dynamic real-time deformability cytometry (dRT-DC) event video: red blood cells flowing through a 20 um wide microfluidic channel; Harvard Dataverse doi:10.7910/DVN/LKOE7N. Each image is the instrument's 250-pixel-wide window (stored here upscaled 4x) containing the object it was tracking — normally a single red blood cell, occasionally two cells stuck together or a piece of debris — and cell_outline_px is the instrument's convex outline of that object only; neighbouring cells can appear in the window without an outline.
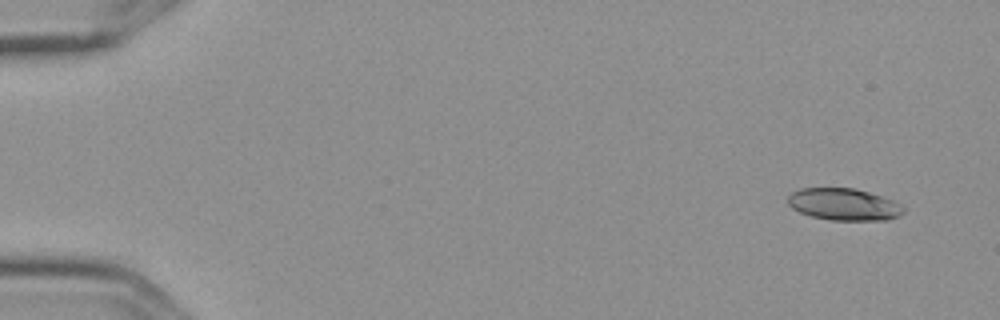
{"species": "Egyptian fruit bat (a non-hibernating species)", "species_latin": "Rousettus aegyptiacus", "temperature_condition": "cold", "stored_images_in_passage": 6, "camera_frame_rate_fps": 3000, "um_per_image_px": 0.085, "frame": {"image": 1, "passage_image": 1, "time_ms": 0.0, "image_size_px": [1000, 320], "cell_outline_px": [[904, 212], [900, 216], [888, 220], [832, 220], [812, 216], [800, 212], [792, 208], [788, 204], [788, 196], [792, 192], [800, 188], [852, 188], [868, 192], [892, 200], [900, 204], [904, 208]], "centroid_in_image_um": [71.73, 17.37], "position_along_channel_um": 13.3, "area_um2": 21.44}}
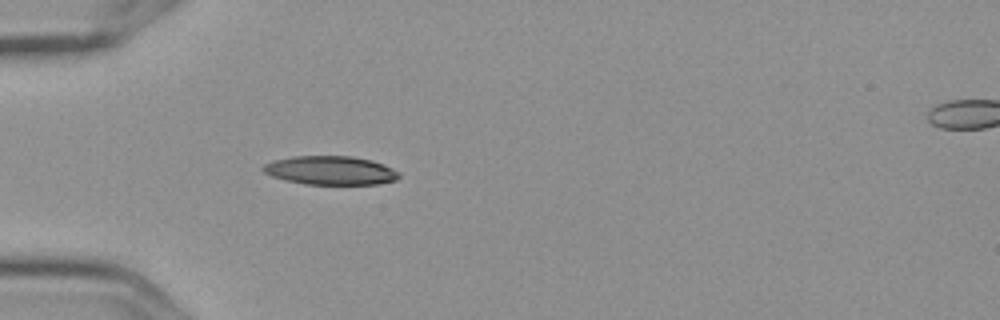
{"frame": {"image": 2, "passage_image": 5, "time_ms": 1.333, "image_size_px": [1000, 320], "cell_outline_px": [[400, 176], [396, 180], [376, 184], [304, 184], [284, 180], [272, 176], [264, 172], [260, 168], [264, 164], [272, 160], [292, 156], [352, 156], [372, 160], [384, 164], [400, 172]], "centroid_in_image_um": [28.07, 14.48], "position_along_channel_um": 56.9, "area_um2": 22.95}}